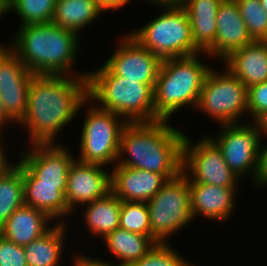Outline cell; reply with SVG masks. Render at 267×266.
Listing matches in <instances>:
<instances>
[{
  "mask_svg": "<svg viewBox=\"0 0 267 266\" xmlns=\"http://www.w3.org/2000/svg\"><path fill=\"white\" fill-rule=\"evenodd\" d=\"M86 99L87 76L34 75L26 115L17 126L27 130L28 145L58 144L61 131L86 107Z\"/></svg>",
  "mask_w": 267,
  "mask_h": 266,
  "instance_id": "obj_1",
  "label": "cell"
},
{
  "mask_svg": "<svg viewBox=\"0 0 267 266\" xmlns=\"http://www.w3.org/2000/svg\"><path fill=\"white\" fill-rule=\"evenodd\" d=\"M180 130L168 120L128 123L122 130L115 165L155 172L168 180L177 178L182 173L186 135Z\"/></svg>",
  "mask_w": 267,
  "mask_h": 266,
  "instance_id": "obj_2",
  "label": "cell"
},
{
  "mask_svg": "<svg viewBox=\"0 0 267 266\" xmlns=\"http://www.w3.org/2000/svg\"><path fill=\"white\" fill-rule=\"evenodd\" d=\"M12 35L7 46L34 75H88L74 67L82 49L78 33L50 22L19 26Z\"/></svg>",
  "mask_w": 267,
  "mask_h": 266,
  "instance_id": "obj_3",
  "label": "cell"
},
{
  "mask_svg": "<svg viewBox=\"0 0 267 266\" xmlns=\"http://www.w3.org/2000/svg\"><path fill=\"white\" fill-rule=\"evenodd\" d=\"M200 56L210 59L207 53L199 52L162 60L154 88V122L170 121L182 108H196L205 77L212 68Z\"/></svg>",
  "mask_w": 267,
  "mask_h": 266,
  "instance_id": "obj_4",
  "label": "cell"
},
{
  "mask_svg": "<svg viewBox=\"0 0 267 266\" xmlns=\"http://www.w3.org/2000/svg\"><path fill=\"white\" fill-rule=\"evenodd\" d=\"M95 69L87 75L90 101L128 123L154 122V88L151 85L115 76L104 65Z\"/></svg>",
  "mask_w": 267,
  "mask_h": 266,
  "instance_id": "obj_5",
  "label": "cell"
},
{
  "mask_svg": "<svg viewBox=\"0 0 267 266\" xmlns=\"http://www.w3.org/2000/svg\"><path fill=\"white\" fill-rule=\"evenodd\" d=\"M157 7L160 15L128 33L161 60L201 52L194 45L188 13L180 2Z\"/></svg>",
  "mask_w": 267,
  "mask_h": 266,
  "instance_id": "obj_6",
  "label": "cell"
},
{
  "mask_svg": "<svg viewBox=\"0 0 267 266\" xmlns=\"http://www.w3.org/2000/svg\"><path fill=\"white\" fill-rule=\"evenodd\" d=\"M86 106L77 149L80 151L75 158L83 163L111 165V169L116 164L120 137L128 122L112 111L97 107L88 98Z\"/></svg>",
  "mask_w": 267,
  "mask_h": 266,
  "instance_id": "obj_7",
  "label": "cell"
},
{
  "mask_svg": "<svg viewBox=\"0 0 267 266\" xmlns=\"http://www.w3.org/2000/svg\"><path fill=\"white\" fill-rule=\"evenodd\" d=\"M222 69L212 66L209 70L195 110L212 118L218 126L247 122L241 116L248 118V88L226 67Z\"/></svg>",
  "mask_w": 267,
  "mask_h": 266,
  "instance_id": "obj_8",
  "label": "cell"
},
{
  "mask_svg": "<svg viewBox=\"0 0 267 266\" xmlns=\"http://www.w3.org/2000/svg\"><path fill=\"white\" fill-rule=\"evenodd\" d=\"M146 204L152 234L159 242L170 243V236L194 222L188 179L182 173L169 180Z\"/></svg>",
  "mask_w": 267,
  "mask_h": 266,
  "instance_id": "obj_9",
  "label": "cell"
},
{
  "mask_svg": "<svg viewBox=\"0 0 267 266\" xmlns=\"http://www.w3.org/2000/svg\"><path fill=\"white\" fill-rule=\"evenodd\" d=\"M219 127L216 135H206L221 150L226 164L241 180L249 174L250 181H253L263 142V124L248 121L222 124Z\"/></svg>",
  "mask_w": 267,
  "mask_h": 266,
  "instance_id": "obj_10",
  "label": "cell"
},
{
  "mask_svg": "<svg viewBox=\"0 0 267 266\" xmlns=\"http://www.w3.org/2000/svg\"><path fill=\"white\" fill-rule=\"evenodd\" d=\"M185 135L182 147V174L188 183L241 187L240 178L226 164L221 150L205 135L197 142Z\"/></svg>",
  "mask_w": 267,
  "mask_h": 266,
  "instance_id": "obj_11",
  "label": "cell"
},
{
  "mask_svg": "<svg viewBox=\"0 0 267 266\" xmlns=\"http://www.w3.org/2000/svg\"><path fill=\"white\" fill-rule=\"evenodd\" d=\"M119 37L117 47L103 65L115 76L155 88L162 60L129 33H122Z\"/></svg>",
  "mask_w": 267,
  "mask_h": 266,
  "instance_id": "obj_12",
  "label": "cell"
},
{
  "mask_svg": "<svg viewBox=\"0 0 267 266\" xmlns=\"http://www.w3.org/2000/svg\"><path fill=\"white\" fill-rule=\"evenodd\" d=\"M58 144H33L19 152V161L37 178V183L59 184L66 189L68 171L75 158L69 147Z\"/></svg>",
  "mask_w": 267,
  "mask_h": 266,
  "instance_id": "obj_13",
  "label": "cell"
},
{
  "mask_svg": "<svg viewBox=\"0 0 267 266\" xmlns=\"http://www.w3.org/2000/svg\"><path fill=\"white\" fill-rule=\"evenodd\" d=\"M110 191L111 169L77 159L73 161L68 171L65 198L74 214L80 206L101 199Z\"/></svg>",
  "mask_w": 267,
  "mask_h": 266,
  "instance_id": "obj_14",
  "label": "cell"
},
{
  "mask_svg": "<svg viewBox=\"0 0 267 266\" xmlns=\"http://www.w3.org/2000/svg\"><path fill=\"white\" fill-rule=\"evenodd\" d=\"M191 213L194 220L203 219L222 224L233 216L240 187H221L211 184L188 183ZM220 221V222H219Z\"/></svg>",
  "mask_w": 267,
  "mask_h": 266,
  "instance_id": "obj_15",
  "label": "cell"
},
{
  "mask_svg": "<svg viewBox=\"0 0 267 266\" xmlns=\"http://www.w3.org/2000/svg\"><path fill=\"white\" fill-rule=\"evenodd\" d=\"M214 44L205 52L222 62L232 52L253 42L235 0H223L217 12Z\"/></svg>",
  "mask_w": 267,
  "mask_h": 266,
  "instance_id": "obj_16",
  "label": "cell"
},
{
  "mask_svg": "<svg viewBox=\"0 0 267 266\" xmlns=\"http://www.w3.org/2000/svg\"><path fill=\"white\" fill-rule=\"evenodd\" d=\"M169 180L162 174L114 165L111 191L121 201L148 202Z\"/></svg>",
  "mask_w": 267,
  "mask_h": 266,
  "instance_id": "obj_17",
  "label": "cell"
},
{
  "mask_svg": "<svg viewBox=\"0 0 267 266\" xmlns=\"http://www.w3.org/2000/svg\"><path fill=\"white\" fill-rule=\"evenodd\" d=\"M20 170L24 204L45 212L57 223H66V218L74 214L66 202V189H59V184L37 183V178L21 162Z\"/></svg>",
  "mask_w": 267,
  "mask_h": 266,
  "instance_id": "obj_18",
  "label": "cell"
},
{
  "mask_svg": "<svg viewBox=\"0 0 267 266\" xmlns=\"http://www.w3.org/2000/svg\"><path fill=\"white\" fill-rule=\"evenodd\" d=\"M221 63L247 88L267 81V41H253Z\"/></svg>",
  "mask_w": 267,
  "mask_h": 266,
  "instance_id": "obj_19",
  "label": "cell"
},
{
  "mask_svg": "<svg viewBox=\"0 0 267 266\" xmlns=\"http://www.w3.org/2000/svg\"><path fill=\"white\" fill-rule=\"evenodd\" d=\"M52 222L55 221L45 212L24 204L0 228V235L17 245L25 246L44 235L53 226Z\"/></svg>",
  "mask_w": 267,
  "mask_h": 266,
  "instance_id": "obj_20",
  "label": "cell"
},
{
  "mask_svg": "<svg viewBox=\"0 0 267 266\" xmlns=\"http://www.w3.org/2000/svg\"><path fill=\"white\" fill-rule=\"evenodd\" d=\"M187 10L194 45L206 52L215 42L217 12L223 0H178Z\"/></svg>",
  "mask_w": 267,
  "mask_h": 266,
  "instance_id": "obj_21",
  "label": "cell"
},
{
  "mask_svg": "<svg viewBox=\"0 0 267 266\" xmlns=\"http://www.w3.org/2000/svg\"><path fill=\"white\" fill-rule=\"evenodd\" d=\"M67 224H70L68 219L67 223H54L44 235L23 246L28 266H62L69 232Z\"/></svg>",
  "mask_w": 267,
  "mask_h": 266,
  "instance_id": "obj_22",
  "label": "cell"
},
{
  "mask_svg": "<svg viewBox=\"0 0 267 266\" xmlns=\"http://www.w3.org/2000/svg\"><path fill=\"white\" fill-rule=\"evenodd\" d=\"M81 218L89 235L103 239L119 228L121 200L110 191L105 197L82 205Z\"/></svg>",
  "mask_w": 267,
  "mask_h": 266,
  "instance_id": "obj_23",
  "label": "cell"
},
{
  "mask_svg": "<svg viewBox=\"0 0 267 266\" xmlns=\"http://www.w3.org/2000/svg\"><path fill=\"white\" fill-rule=\"evenodd\" d=\"M106 11L99 0H57L51 22L80 34Z\"/></svg>",
  "mask_w": 267,
  "mask_h": 266,
  "instance_id": "obj_24",
  "label": "cell"
},
{
  "mask_svg": "<svg viewBox=\"0 0 267 266\" xmlns=\"http://www.w3.org/2000/svg\"><path fill=\"white\" fill-rule=\"evenodd\" d=\"M110 256L119 260L116 266H129L141 259L156 244L150 237L117 228L102 240ZM115 255V256H114Z\"/></svg>",
  "mask_w": 267,
  "mask_h": 266,
  "instance_id": "obj_25",
  "label": "cell"
},
{
  "mask_svg": "<svg viewBox=\"0 0 267 266\" xmlns=\"http://www.w3.org/2000/svg\"><path fill=\"white\" fill-rule=\"evenodd\" d=\"M24 205V190L20 161L0 176V228L7 219Z\"/></svg>",
  "mask_w": 267,
  "mask_h": 266,
  "instance_id": "obj_26",
  "label": "cell"
},
{
  "mask_svg": "<svg viewBox=\"0 0 267 266\" xmlns=\"http://www.w3.org/2000/svg\"><path fill=\"white\" fill-rule=\"evenodd\" d=\"M57 0H12L8 13L16 14L20 25L50 23Z\"/></svg>",
  "mask_w": 267,
  "mask_h": 266,
  "instance_id": "obj_27",
  "label": "cell"
},
{
  "mask_svg": "<svg viewBox=\"0 0 267 266\" xmlns=\"http://www.w3.org/2000/svg\"><path fill=\"white\" fill-rule=\"evenodd\" d=\"M119 228L146 235L156 244L160 243L152 234L146 202L121 201Z\"/></svg>",
  "mask_w": 267,
  "mask_h": 266,
  "instance_id": "obj_28",
  "label": "cell"
},
{
  "mask_svg": "<svg viewBox=\"0 0 267 266\" xmlns=\"http://www.w3.org/2000/svg\"><path fill=\"white\" fill-rule=\"evenodd\" d=\"M3 44L0 43V85L31 84L34 74Z\"/></svg>",
  "mask_w": 267,
  "mask_h": 266,
  "instance_id": "obj_29",
  "label": "cell"
},
{
  "mask_svg": "<svg viewBox=\"0 0 267 266\" xmlns=\"http://www.w3.org/2000/svg\"><path fill=\"white\" fill-rule=\"evenodd\" d=\"M253 41H267V12L261 0H235Z\"/></svg>",
  "mask_w": 267,
  "mask_h": 266,
  "instance_id": "obj_30",
  "label": "cell"
},
{
  "mask_svg": "<svg viewBox=\"0 0 267 266\" xmlns=\"http://www.w3.org/2000/svg\"><path fill=\"white\" fill-rule=\"evenodd\" d=\"M191 260L182 256L175 246L168 243H157L141 259L129 266H197Z\"/></svg>",
  "mask_w": 267,
  "mask_h": 266,
  "instance_id": "obj_31",
  "label": "cell"
},
{
  "mask_svg": "<svg viewBox=\"0 0 267 266\" xmlns=\"http://www.w3.org/2000/svg\"><path fill=\"white\" fill-rule=\"evenodd\" d=\"M30 84L0 85V98L8 116L18 125L26 115Z\"/></svg>",
  "mask_w": 267,
  "mask_h": 266,
  "instance_id": "obj_32",
  "label": "cell"
},
{
  "mask_svg": "<svg viewBox=\"0 0 267 266\" xmlns=\"http://www.w3.org/2000/svg\"><path fill=\"white\" fill-rule=\"evenodd\" d=\"M247 109L251 122L263 123L267 120V81L248 88Z\"/></svg>",
  "mask_w": 267,
  "mask_h": 266,
  "instance_id": "obj_33",
  "label": "cell"
},
{
  "mask_svg": "<svg viewBox=\"0 0 267 266\" xmlns=\"http://www.w3.org/2000/svg\"><path fill=\"white\" fill-rule=\"evenodd\" d=\"M0 266H28L23 246L0 235Z\"/></svg>",
  "mask_w": 267,
  "mask_h": 266,
  "instance_id": "obj_34",
  "label": "cell"
},
{
  "mask_svg": "<svg viewBox=\"0 0 267 266\" xmlns=\"http://www.w3.org/2000/svg\"><path fill=\"white\" fill-rule=\"evenodd\" d=\"M267 138V136L265 137ZM265 144L267 143L265 140L267 139H263ZM263 145V143L260 145V150H259V155H258V162H257V170L255 173V177L253 179V182L251 181V183H253V187L257 188H262L267 187V144Z\"/></svg>",
  "mask_w": 267,
  "mask_h": 266,
  "instance_id": "obj_35",
  "label": "cell"
},
{
  "mask_svg": "<svg viewBox=\"0 0 267 266\" xmlns=\"http://www.w3.org/2000/svg\"><path fill=\"white\" fill-rule=\"evenodd\" d=\"M75 255V256H74ZM74 255H72V266H116L114 265L116 262L113 261H107V259L104 261L103 259L101 260L100 257H94L91 258L89 257L88 254H84V253H79L78 254L74 253ZM88 255V256H87Z\"/></svg>",
  "mask_w": 267,
  "mask_h": 266,
  "instance_id": "obj_36",
  "label": "cell"
},
{
  "mask_svg": "<svg viewBox=\"0 0 267 266\" xmlns=\"http://www.w3.org/2000/svg\"><path fill=\"white\" fill-rule=\"evenodd\" d=\"M4 138L5 135L0 136V176L15 163V161L11 162V160L9 159L11 157L7 156V154L9 155V153H7L6 151L8 144H4Z\"/></svg>",
  "mask_w": 267,
  "mask_h": 266,
  "instance_id": "obj_37",
  "label": "cell"
},
{
  "mask_svg": "<svg viewBox=\"0 0 267 266\" xmlns=\"http://www.w3.org/2000/svg\"><path fill=\"white\" fill-rule=\"evenodd\" d=\"M101 5L108 11H117L132 3V0H99Z\"/></svg>",
  "mask_w": 267,
  "mask_h": 266,
  "instance_id": "obj_38",
  "label": "cell"
},
{
  "mask_svg": "<svg viewBox=\"0 0 267 266\" xmlns=\"http://www.w3.org/2000/svg\"><path fill=\"white\" fill-rule=\"evenodd\" d=\"M13 124H15L14 126H16V123L8 116L7 112L5 111L3 102L1 101V98H0V136H3L2 134L6 133L4 132V130L7 129L5 128L6 126L9 127L10 125L12 128Z\"/></svg>",
  "mask_w": 267,
  "mask_h": 266,
  "instance_id": "obj_39",
  "label": "cell"
},
{
  "mask_svg": "<svg viewBox=\"0 0 267 266\" xmlns=\"http://www.w3.org/2000/svg\"><path fill=\"white\" fill-rule=\"evenodd\" d=\"M140 1V0H139ZM178 0H143V2H145V4L147 3L148 5H160V4H170L173 2H176Z\"/></svg>",
  "mask_w": 267,
  "mask_h": 266,
  "instance_id": "obj_40",
  "label": "cell"
},
{
  "mask_svg": "<svg viewBox=\"0 0 267 266\" xmlns=\"http://www.w3.org/2000/svg\"><path fill=\"white\" fill-rule=\"evenodd\" d=\"M7 14H9L8 5L3 0H0V18Z\"/></svg>",
  "mask_w": 267,
  "mask_h": 266,
  "instance_id": "obj_41",
  "label": "cell"
},
{
  "mask_svg": "<svg viewBox=\"0 0 267 266\" xmlns=\"http://www.w3.org/2000/svg\"><path fill=\"white\" fill-rule=\"evenodd\" d=\"M261 5L263 7V10L267 12V0H261Z\"/></svg>",
  "mask_w": 267,
  "mask_h": 266,
  "instance_id": "obj_42",
  "label": "cell"
},
{
  "mask_svg": "<svg viewBox=\"0 0 267 266\" xmlns=\"http://www.w3.org/2000/svg\"><path fill=\"white\" fill-rule=\"evenodd\" d=\"M263 124V128H264V135L263 137L267 136V120L265 122L262 123Z\"/></svg>",
  "mask_w": 267,
  "mask_h": 266,
  "instance_id": "obj_43",
  "label": "cell"
},
{
  "mask_svg": "<svg viewBox=\"0 0 267 266\" xmlns=\"http://www.w3.org/2000/svg\"><path fill=\"white\" fill-rule=\"evenodd\" d=\"M8 6L10 5V3L12 2V0H3Z\"/></svg>",
  "mask_w": 267,
  "mask_h": 266,
  "instance_id": "obj_44",
  "label": "cell"
}]
</instances>
